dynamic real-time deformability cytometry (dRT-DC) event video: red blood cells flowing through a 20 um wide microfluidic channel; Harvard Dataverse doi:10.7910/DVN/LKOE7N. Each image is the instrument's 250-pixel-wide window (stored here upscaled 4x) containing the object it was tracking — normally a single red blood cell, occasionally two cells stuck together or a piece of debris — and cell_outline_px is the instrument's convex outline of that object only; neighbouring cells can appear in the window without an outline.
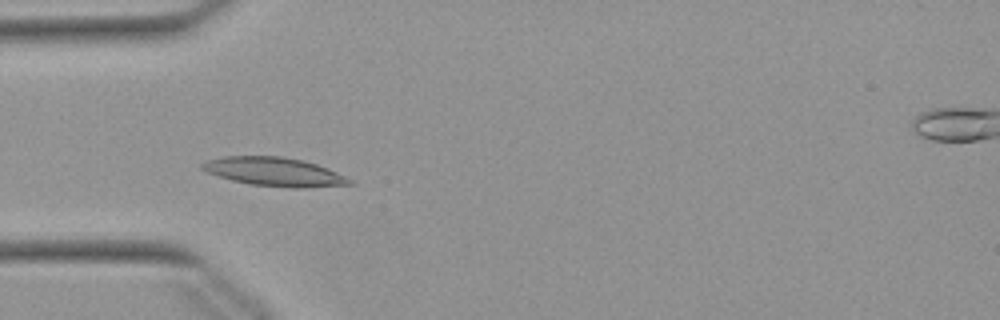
{"species": "Egyptian fruit bat (a non-hibernating species)", "species_latin": "Rousettus aegyptiacus", "temperature_condition": "warm", "stored_images_in_passage": 10, "camera_frame_rate_fps": 3000, "um_per_image_px": 0.085, "animal": {"sex": "female"}, "frame": {"image": 1, "passage_image": 4, "time_ms": 1.0, "image_size_px": [1000, 320], "cell_outline_px": [[356, 184], [300, 188], [292, 188], [252, 184], [232, 180], [208, 172], [200, 168], [200, 164], [208, 160], [224, 156], [284, 156], [304, 160], [328, 168], [352, 180]], "centroid_in_image_um": [23.34, 14.59], "position_along_channel_um": 61.7, "area_um2": 24.57}}
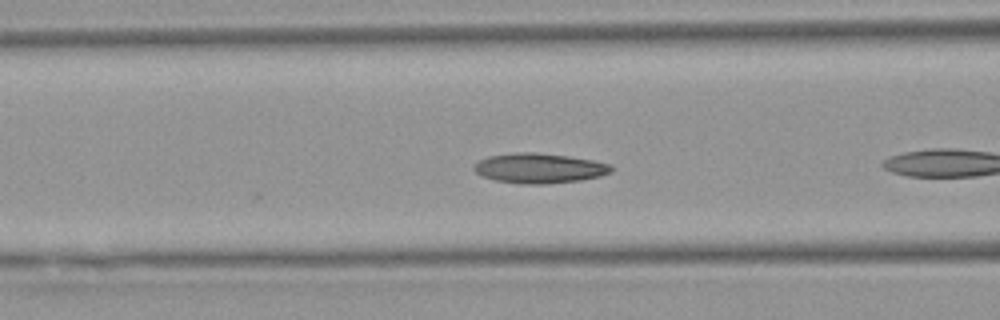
{"frame": {"image": 2, "passage_image": 6, "time_ms": 1.667, "image_size_px": [1000, 320], "cell_outline_px": [[612, 172], [600, 176], [580, 180], [544, 184], [520, 184], [496, 180], [484, 176], [476, 172], [472, 168], [480, 160], [488, 156], [516, 152], [536, 152], [568, 156], [592, 160], [612, 164]], "centroid_in_image_um": [45.86, 14.29], "position_along_channel_um": 120.7, "area_um2": 23.87}}
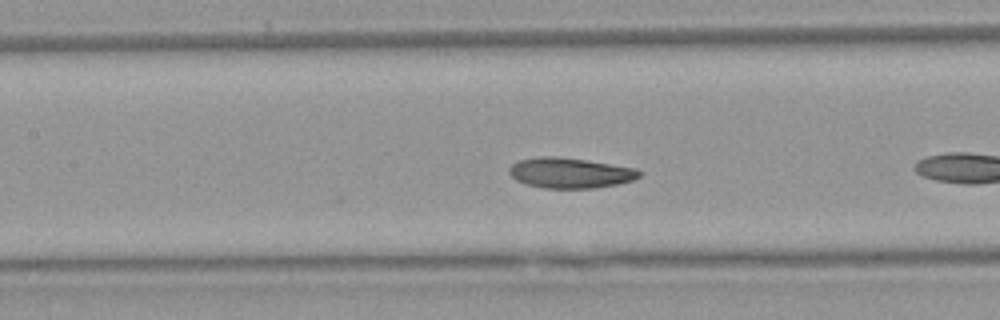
{"frame": {"image": 3, "passage_image": 9, "time_ms": 2.667, "image_size_px": [1000, 320], "cell_outline_px": [[644, 172], [640, 176], [632, 180], [620, 184], [592, 188], [544, 188], [528, 184], [516, 180], [508, 172], [508, 168], [512, 164], [520, 160], [540, 156], [560, 156], [588, 160], [636, 168]], "centroid_in_image_um": [48.49, 14.69], "position_along_channel_um": 158.9, "area_um2": 23.18}}